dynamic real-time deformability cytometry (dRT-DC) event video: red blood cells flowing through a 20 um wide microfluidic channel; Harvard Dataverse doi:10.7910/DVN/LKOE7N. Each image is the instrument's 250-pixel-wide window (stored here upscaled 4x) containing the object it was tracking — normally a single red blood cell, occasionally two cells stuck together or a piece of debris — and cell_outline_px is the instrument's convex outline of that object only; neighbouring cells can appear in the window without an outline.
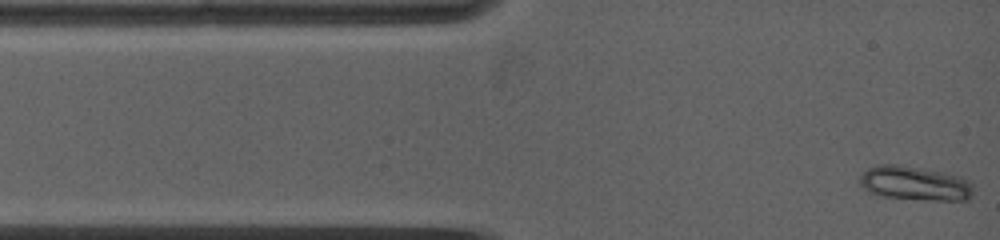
{"species": "common noctule bat (a hibernating species)", "species_latin": "Nyctalus noctula", "temperature_condition": "warm", "stored_images_in_passage": 37, "camera_frame_rate_fps": 5000, "um_per_image_px": 0.085, "animal": {"sex": "female", "body_mass_g": 19.0, "forearm_length_mm": 53.3}, "frame": {"image": 1, "passage_image": 1, "time_ms": 0.0, "image_size_px": [1000, 240], "cell_outline_px": [[972, 192], [968, 200], [928, 200], [880, 196], [868, 192], [860, 184], [860, 176], [868, 168], [880, 164], [896, 164], [948, 172], [964, 176], [972, 184]], "centroid_in_image_um": [77.79, 15.57], "position_along_channel_um": 7.2, "area_um2": 22.89}}
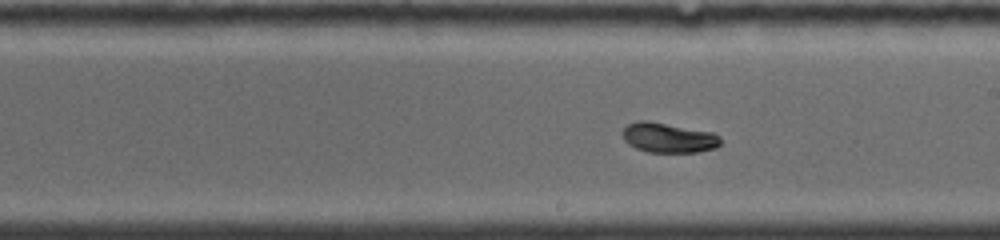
{"frame": {"image": 2, "passage_image": 21, "time_ms": 7.0, "image_size_px": [1000, 240], "cell_outline_px": [[720, 144], [716, 148], [696, 152], [648, 152], [636, 148], [628, 144], [624, 140], [624, 128], [628, 124], [640, 120], [648, 120], [712, 132], [720, 136]], "centroid_in_image_um": [56.83, 11.7], "position_along_channel_um": 232.2, "area_um2": 16.99}}
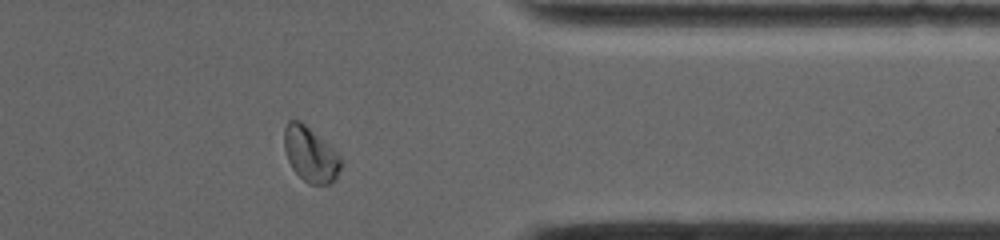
{"frame": {"image": 3, "passage_image": 33, "time_ms": 11.2, "image_size_px": [1000, 240], "cell_outline_px": [[340, 168], [336, 180], [328, 184], [308, 184], [292, 168], [288, 160], [284, 148], [284, 128], [288, 120], [300, 120], [332, 148], [340, 156]], "centroid_in_image_um": [26.36, 13.12], "position_along_channel_um": 385.0, "area_um2": 17.92}, "authors_computed_cell_mechanics": {"area_um2": 17.34, "velocity_mm_per_s": 3.9009, "shape_relaxation_time_tau1_ms": 3.1363, "shape_relaxation_time_tau2_ms": null, "deformation_change_tau1": 0.1537, "deformation_change_tau2": null}}